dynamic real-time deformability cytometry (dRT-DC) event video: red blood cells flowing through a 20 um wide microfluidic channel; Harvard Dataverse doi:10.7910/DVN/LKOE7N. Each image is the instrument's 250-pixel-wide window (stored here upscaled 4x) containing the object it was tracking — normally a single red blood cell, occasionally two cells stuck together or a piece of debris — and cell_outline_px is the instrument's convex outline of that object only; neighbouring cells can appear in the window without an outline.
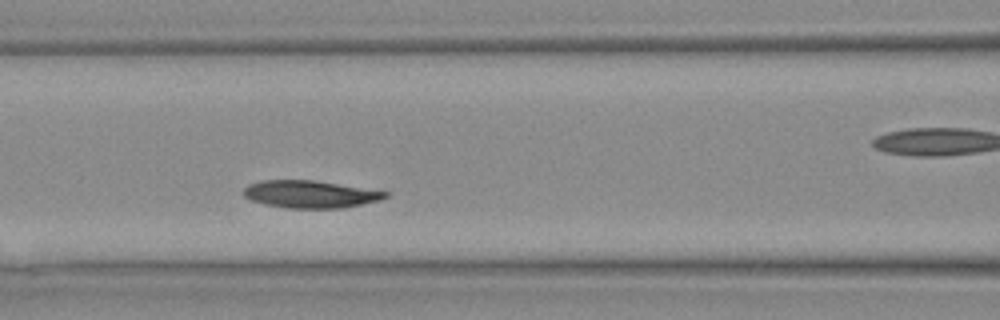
{"species": "Egyptian fruit bat (a non-hibernating species)", "species_latin": "Rousettus aegyptiacus", "temperature_condition": "warm", "stored_images_in_passage": 9, "segment_of_instrument_passage": [1, 2], "camera_frame_rate_fps": 3000, "um_per_image_px": 0.085, "animal": {"sex": "female"}, "frame": {"image": 1, "passage_image": 8, "time_ms": 2.333, "image_size_px": [1000, 320], "cell_outline_px": [[388, 196], [380, 200], [340, 208], [284, 208], [264, 204], [252, 200], [244, 196], [244, 188], [248, 184], [260, 180], [312, 180], [388, 192]], "centroid_in_image_um": [26.31, 16.51], "position_along_channel_um": 140.3, "area_um2": 22.37}}